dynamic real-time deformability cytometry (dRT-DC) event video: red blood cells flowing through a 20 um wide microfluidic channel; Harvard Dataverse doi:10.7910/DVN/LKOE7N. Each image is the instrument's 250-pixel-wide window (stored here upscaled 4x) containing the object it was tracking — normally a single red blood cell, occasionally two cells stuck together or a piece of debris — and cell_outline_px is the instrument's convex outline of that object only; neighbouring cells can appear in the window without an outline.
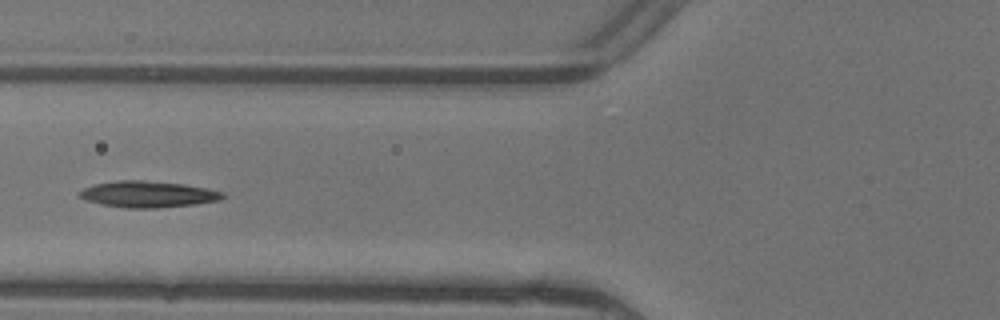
{"species": "common noctule bat (a hibernating species)", "species_latin": "Nyctalus noctula", "temperature_condition": "warm", "stored_images_in_passage": 5, "camera_frame_rate_fps": 3000, "um_per_image_px": 0.085, "animal": {"sex": "female"}, "frame": {"image": 1, "passage_image": 5, "time_ms": 1.333, "image_size_px": [1000, 320], "cell_outline_px": [[224, 196], [220, 200], [196, 204], [156, 208], [124, 208], [100, 204], [88, 200], [80, 196], [80, 192], [84, 188], [96, 184], [116, 180], [144, 180], [184, 184], [208, 188], [224, 192]], "centroid_in_image_um": [12.62, 16.51], "position_along_channel_um": 113.2, "area_um2": 21.91}}